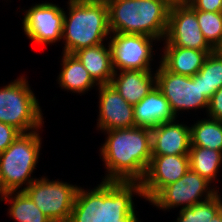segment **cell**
Instances as JSON below:
<instances>
[{
	"mask_svg": "<svg viewBox=\"0 0 222 222\" xmlns=\"http://www.w3.org/2000/svg\"><path fill=\"white\" fill-rule=\"evenodd\" d=\"M210 222H222V210L215 215Z\"/></svg>",
	"mask_w": 222,
	"mask_h": 222,
	"instance_id": "4dcf8cb0",
	"label": "cell"
},
{
	"mask_svg": "<svg viewBox=\"0 0 222 222\" xmlns=\"http://www.w3.org/2000/svg\"><path fill=\"white\" fill-rule=\"evenodd\" d=\"M217 51L222 55V44H221V46L217 49Z\"/></svg>",
	"mask_w": 222,
	"mask_h": 222,
	"instance_id": "e575fe53",
	"label": "cell"
},
{
	"mask_svg": "<svg viewBox=\"0 0 222 222\" xmlns=\"http://www.w3.org/2000/svg\"><path fill=\"white\" fill-rule=\"evenodd\" d=\"M78 188L77 185L59 179L50 181L43 176L23 191L52 222H68Z\"/></svg>",
	"mask_w": 222,
	"mask_h": 222,
	"instance_id": "52a82bcc",
	"label": "cell"
},
{
	"mask_svg": "<svg viewBox=\"0 0 222 222\" xmlns=\"http://www.w3.org/2000/svg\"><path fill=\"white\" fill-rule=\"evenodd\" d=\"M133 194L143 197L141 182L101 181L87 190L79 186L68 222H141Z\"/></svg>",
	"mask_w": 222,
	"mask_h": 222,
	"instance_id": "6da1fadb",
	"label": "cell"
},
{
	"mask_svg": "<svg viewBox=\"0 0 222 222\" xmlns=\"http://www.w3.org/2000/svg\"><path fill=\"white\" fill-rule=\"evenodd\" d=\"M221 210V200L216 193L210 199L191 207L181 208L175 222H210Z\"/></svg>",
	"mask_w": 222,
	"mask_h": 222,
	"instance_id": "d4e9b609",
	"label": "cell"
},
{
	"mask_svg": "<svg viewBox=\"0 0 222 222\" xmlns=\"http://www.w3.org/2000/svg\"><path fill=\"white\" fill-rule=\"evenodd\" d=\"M61 72L57 76L61 89L72 93L84 94L99 85L92 79L81 61L75 54L62 53Z\"/></svg>",
	"mask_w": 222,
	"mask_h": 222,
	"instance_id": "ffe728a7",
	"label": "cell"
},
{
	"mask_svg": "<svg viewBox=\"0 0 222 222\" xmlns=\"http://www.w3.org/2000/svg\"><path fill=\"white\" fill-rule=\"evenodd\" d=\"M67 4L69 12L64 11L62 42L65 44L62 53L74 54L108 40L107 4L92 0H68Z\"/></svg>",
	"mask_w": 222,
	"mask_h": 222,
	"instance_id": "277c9868",
	"label": "cell"
},
{
	"mask_svg": "<svg viewBox=\"0 0 222 222\" xmlns=\"http://www.w3.org/2000/svg\"><path fill=\"white\" fill-rule=\"evenodd\" d=\"M103 132L99 152L107 174L102 180L141 182L152 157L151 130L135 126Z\"/></svg>",
	"mask_w": 222,
	"mask_h": 222,
	"instance_id": "7a4b0ae2",
	"label": "cell"
},
{
	"mask_svg": "<svg viewBox=\"0 0 222 222\" xmlns=\"http://www.w3.org/2000/svg\"><path fill=\"white\" fill-rule=\"evenodd\" d=\"M163 45V54L159 63L172 73L190 77L197 74L207 56L215 51L175 47L166 41Z\"/></svg>",
	"mask_w": 222,
	"mask_h": 222,
	"instance_id": "ac0fdd59",
	"label": "cell"
},
{
	"mask_svg": "<svg viewBox=\"0 0 222 222\" xmlns=\"http://www.w3.org/2000/svg\"><path fill=\"white\" fill-rule=\"evenodd\" d=\"M189 169L188 155H152L141 181L143 198L150 202L164 187L178 181Z\"/></svg>",
	"mask_w": 222,
	"mask_h": 222,
	"instance_id": "4fadbf2b",
	"label": "cell"
},
{
	"mask_svg": "<svg viewBox=\"0 0 222 222\" xmlns=\"http://www.w3.org/2000/svg\"><path fill=\"white\" fill-rule=\"evenodd\" d=\"M191 0H178V4H189Z\"/></svg>",
	"mask_w": 222,
	"mask_h": 222,
	"instance_id": "836d02e7",
	"label": "cell"
},
{
	"mask_svg": "<svg viewBox=\"0 0 222 222\" xmlns=\"http://www.w3.org/2000/svg\"><path fill=\"white\" fill-rule=\"evenodd\" d=\"M92 1H95V2H98V3H103V4H108L114 0H92Z\"/></svg>",
	"mask_w": 222,
	"mask_h": 222,
	"instance_id": "1f68e13d",
	"label": "cell"
},
{
	"mask_svg": "<svg viewBox=\"0 0 222 222\" xmlns=\"http://www.w3.org/2000/svg\"><path fill=\"white\" fill-rule=\"evenodd\" d=\"M170 6L165 0H114L107 4L110 33L164 40Z\"/></svg>",
	"mask_w": 222,
	"mask_h": 222,
	"instance_id": "3957f363",
	"label": "cell"
},
{
	"mask_svg": "<svg viewBox=\"0 0 222 222\" xmlns=\"http://www.w3.org/2000/svg\"><path fill=\"white\" fill-rule=\"evenodd\" d=\"M207 117L222 121V87L209 99Z\"/></svg>",
	"mask_w": 222,
	"mask_h": 222,
	"instance_id": "83f0119b",
	"label": "cell"
},
{
	"mask_svg": "<svg viewBox=\"0 0 222 222\" xmlns=\"http://www.w3.org/2000/svg\"><path fill=\"white\" fill-rule=\"evenodd\" d=\"M152 72L153 70H117L110 84L125 101L135 105L156 86V74Z\"/></svg>",
	"mask_w": 222,
	"mask_h": 222,
	"instance_id": "e0dca14e",
	"label": "cell"
},
{
	"mask_svg": "<svg viewBox=\"0 0 222 222\" xmlns=\"http://www.w3.org/2000/svg\"><path fill=\"white\" fill-rule=\"evenodd\" d=\"M97 130L135 127L133 105L125 101L111 84L99 85Z\"/></svg>",
	"mask_w": 222,
	"mask_h": 222,
	"instance_id": "5bb4252c",
	"label": "cell"
},
{
	"mask_svg": "<svg viewBox=\"0 0 222 222\" xmlns=\"http://www.w3.org/2000/svg\"><path fill=\"white\" fill-rule=\"evenodd\" d=\"M82 48L74 54L98 85L110 84L114 75L109 43Z\"/></svg>",
	"mask_w": 222,
	"mask_h": 222,
	"instance_id": "d6986e66",
	"label": "cell"
},
{
	"mask_svg": "<svg viewBox=\"0 0 222 222\" xmlns=\"http://www.w3.org/2000/svg\"><path fill=\"white\" fill-rule=\"evenodd\" d=\"M133 114L136 127L150 130L159 124L177 119L169 102L157 86L141 101L133 105Z\"/></svg>",
	"mask_w": 222,
	"mask_h": 222,
	"instance_id": "2e32d148",
	"label": "cell"
},
{
	"mask_svg": "<svg viewBox=\"0 0 222 222\" xmlns=\"http://www.w3.org/2000/svg\"><path fill=\"white\" fill-rule=\"evenodd\" d=\"M188 156L191 170L198 173L210 183L218 180L217 173L222 164L221 151L199 146H190Z\"/></svg>",
	"mask_w": 222,
	"mask_h": 222,
	"instance_id": "44dd1931",
	"label": "cell"
},
{
	"mask_svg": "<svg viewBox=\"0 0 222 222\" xmlns=\"http://www.w3.org/2000/svg\"><path fill=\"white\" fill-rule=\"evenodd\" d=\"M5 202L10 204L8 215L15 222H52L24 191L9 192Z\"/></svg>",
	"mask_w": 222,
	"mask_h": 222,
	"instance_id": "7402d4cb",
	"label": "cell"
},
{
	"mask_svg": "<svg viewBox=\"0 0 222 222\" xmlns=\"http://www.w3.org/2000/svg\"><path fill=\"white\" fill-rule=\"evenodd\" d=\"M23 30L36 44H52L62 40L64 9L51 2L36 3L24 12Z\"/></svg>",
	"mask_w": 222,
	"mask_h": 222,
	"instance_id": "8fae6325",
	"label": "cell"
},
{
	"mask_svg": "<svg viewBox=\"0 0 222 222\" xmlns=\"http://www.w3.org/2000/svg\"><path fill=\"white\" fill-rule=\"evenodd\" d=\"M190 145V127L176 119L151 130L152 155H188Z\"/></svg>",
	"mask_w": 222,
	"mask_h": 222,
	"instance_id": "9a60e30c",
	"label": "cell"
},
{
	"mask_svg": "<svg viewBox=\"0 0 222 222\" xmlns=\"http://www.w3.org/2000/svg\"><path fill=\"white\" fill-rule=\"evenodd\" d=\"M169 5H177L178 0H165Z\"/></svg>",
	"mask_w": 222,
	"mask_h": 222,
	"instance_id": "d6a6232c",
	"label": "cell"
},
{
	"mask_svg": "<svg viewBox=\"0 0 222 222\" xmlns=\"http://www.w3.org/2000/svg\"><path fill=\"white\" fill-rule=\"evenodd\" d=\"M219 190H220V189H218V190L216 191V193L219 195L220 200H221V204H222V198H221V196H220Z\"/></svg>",
	"mask_w": 222,
	"mask_h": 222,
	"instance_id": "d590c367",
	"label": "cell"
},
{
	"mask_svg": "<svg viewBox=\"0 0 222 222\" xmlns=\"http://www.w3.org/2000/svg\"><path fill=\"white\" fill-rule=\"evenodd\" d=\"M196 17L206 41L217 50L222 44V12L196 10Z\"/></svg>",
	"mask_w": 222,
	"mask_h": 222,
	"instance_id": "484cf974",
	"label": "cell"
},
{
	"mask_svg": "<svg viewBox=\"0 0 222 222\" xmlns=\"http://www.w3.org/2000/svg\"><path fill=\"white\" fill-rule=\"evenodd\" d=\"M189 5L195 10L222 12V0H191Z\"/></svg>",
	"mask_w": 222,
	"mask_h": 222,
	"instance_id": "f1b7e54d",
	"label": "cell"
},
{
	"mask_svg": "<svg viewBox=\"0 0 222 222\" xmlns=\"http://www.w3.org/2000/svg\"><path fill=\"white\" fill-rule=\"evenodd\" d=\"M8 194H9V191L4 185V182L0 173V201H3V200L5 201Z\"/></svg>",
	"mask_w": 222,
	"mask_h": 222,
	"instance_id": "f546056e",
	"label": "cell"
},
{
	"mask_svg": "<svg viewBox=\"0 0 222 222\" xmlns=\"http://www.w3.org/2000/svg\"><path fill=\"white\" fill-rule=\"evenodd\" d=\"M189 169L178 181L164 187L151 201V205L159 210L191 207L216 194L217 187Z\"/></svg>",
	"mask_w": 222,
	"mask_h": 222,
	"instance_id": "9c48e42d",
	"label": "cell"
},
{
	"mask_svg": "<svg viewBox=\"0 0 222 222\" xmlns=\"http://www.w3.org/2000/svg\"><path fill=\"white\" fill-rule=\"evenodd\" d=\"M197 74L202 92L209 100L222 87V55L217 50L210 53Z\"/></svg>",
	"mask_w": 222,
	"mask_h": 222,
	"instance_id": "cb8c5ba5",
	"label": "cell"
},
{
	"mask_svg": "<svg viewBox=\"0 0 222 222\" xmlns=\"http://www.w3.org/2000/svg\"><path fill=\"white\" fill-rule=\"evenodd\" d=\"M112 35V36H111ZM158 40L139 34L110 33L109 45L114 71L152 70L153 42Z\"/></svg>",
	"mask_w": 222,
	"mask_h": 222,
	"instance_id": "30bf717a",
	"label": "cell"
},
{
	"mask_svg": "<svg viewBox=\"0 0 222 222\" xmlns=\"http://www.w3.org/2000/svg\"><path fill=\"white\" fill-rule=\"evenodd\" d=\"M43 119L38 99L23 74L0 87V122L14 126L21 133H28L42 129Z\"/></svg>",
	"mask_w": 222,
	"mask_h": 222,
	"instance_id": "8992f818",
	"label": "cell"
},
{
	"mask_svg": "<svg viewBox=\"0 0 222 222\" xmlns=\"http://www.w3.org/2000/svg\"><path fill=\"white\" fill-rule=\"evenodd\" d=\"M20 133L14 126L0 122V153L4 152Z\"/></svg>",
	"mask_w": 222,
	"mask_h": 222,
	"instance_id": "4316f807",
	"label": "cell"
},
{
	"mask_svg": "<svg viewBox=\"0 0 222 222\" xmlns=\"http://www.w3.org/2000/svg\"><path fill=\"white\" fill-rule=\"evenodd\" d=\"M155 72L156 86L169 102L176 118L182 110H207L209 100L202 92L198 74L192 77L175 74L161 63Z\"/></svg>",
	"mask_w": 222,
	"mask_h": 222,
	"instance_id": "ba28073f",
	"label": "cell"
},
{
	"mask_svg": "<svg viewBox=\"0 0 222 222\" xmlns=\"http://www.w3.org/2000/svg\"><path fill=\"white\" fill-rule=\"evenodd\" d=\"M172 46L195 50H214L201 32L196 10L189 4L171 5L164 40Z\"/></svg>",
	"mask_w": 222,
	"mask_h": 222,
	"instance_id": "7c38bea8",
	"label": "cell"
},
{
	"mask_svg": "<svg viewBox=\"0 0 222 222\" xmlns=\"http://www.w3.org/2000/svg\"><path fill=\"white\" fill-rule=\"evenodd\" d=\"M39 132L40 130L20 133L13 143L0 153V173L9 192L23 191L37 179L31 178V175L40 158L42 139Z\"/></svg>",
	"mask_w": 222,
	"mask_h": 222,
	"instance_id": "5b68a950",
	"label": "cell"
},
{
	"mask_svg": "<svg viewBox=\"0 0 222 222\" xmlns=\"http://www.w3.org/2000/svg\"><path fill=\"white\" fill-rule=\"evenodd\" d=\"M190 146H199L222 152V121L206 118L190 127Z\"/></svg>",
	"mask_w": 222,
	"mask_h": 222,
	"instance_id": "603a6c76",
	"label": "cell"
}]
</instances>
